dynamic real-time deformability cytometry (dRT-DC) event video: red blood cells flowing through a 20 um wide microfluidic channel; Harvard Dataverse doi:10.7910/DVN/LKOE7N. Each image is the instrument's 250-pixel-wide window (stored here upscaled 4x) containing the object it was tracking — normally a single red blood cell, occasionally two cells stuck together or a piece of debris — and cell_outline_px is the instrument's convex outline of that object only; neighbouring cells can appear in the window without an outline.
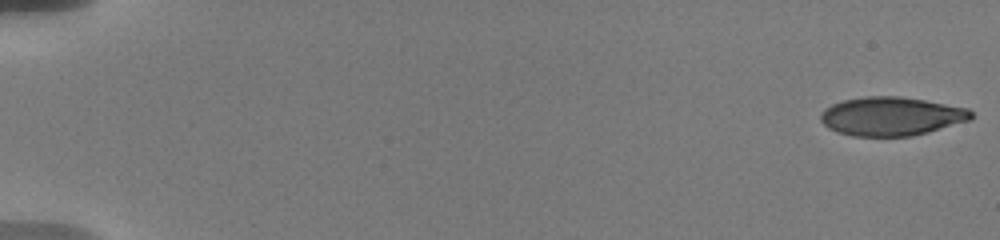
{"species": "human", "species_latin": "Homo sapiens", "temperature_condition": "warm", "stored_images_in_passage": 57, "camera_frame_rate_fps": 3000, "um_per_image_px": 0.085, "donor": {"sex": "male"}, "frame": {"image": 1, "passage_image": 1, "time_ms": 0.0, "image_size_px": [1000, 240], "cell_outline_px": [[972, 120], [912, 136], [852, 136], [836, 132], [828, 128], [820, 120], [820, 112], [824, 108], [832, 104], [844, 100], [864, 96], [900, 96], [924, 100], [968, 108], [972, 112]], "centroid_in_image_um": [75.74, 9.88], "position_along_channel_um": 9.3, "area_um2": 34.1}}
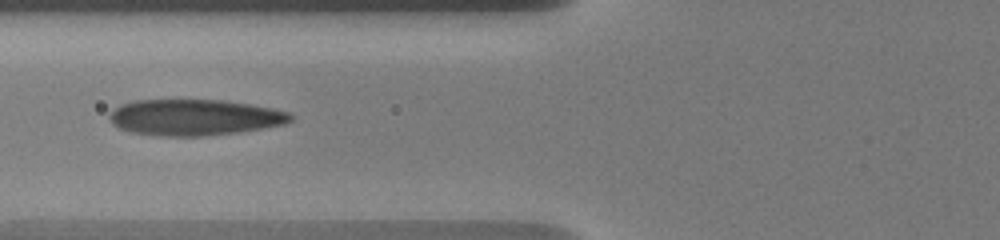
{"frame": {"image": 2, "passage_image": 31, "time_ms": 7.667, "image_size_px": [1000, 240], "cell_outline_px": [[292, 120], [284, 124], [240, 132], [200, 136], [160, 136], [132, 132], [120, 128], [112, 124], [108, 120], [108, 116], [120, 104], [136, 100], [224, 100], [272, 108], [292, 112]], "centroid_in_image_um": [16.53, 9.97], "position_along_channel_um": 109.3, "area_um2": 38.09}}
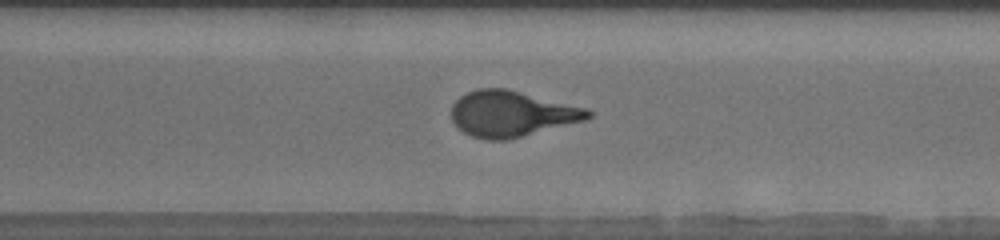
{"frame": {"image": 3, "passage_image": 54, "time_ms": 13.667, "image_size_px": [1000, 240], "cell_outline_px": [[592, 116], [588, 120], [504, 140], [488, 140], [472, 136], [464, 132], [452, 120], [452, 104], [460, 96], [476, 88], [504, 88], [588, 108], [592, 112]], "centroid_in_image_um": [43.51, 9.66], "position_along_channel_um": 327.1, "area_um2": 36.24}}